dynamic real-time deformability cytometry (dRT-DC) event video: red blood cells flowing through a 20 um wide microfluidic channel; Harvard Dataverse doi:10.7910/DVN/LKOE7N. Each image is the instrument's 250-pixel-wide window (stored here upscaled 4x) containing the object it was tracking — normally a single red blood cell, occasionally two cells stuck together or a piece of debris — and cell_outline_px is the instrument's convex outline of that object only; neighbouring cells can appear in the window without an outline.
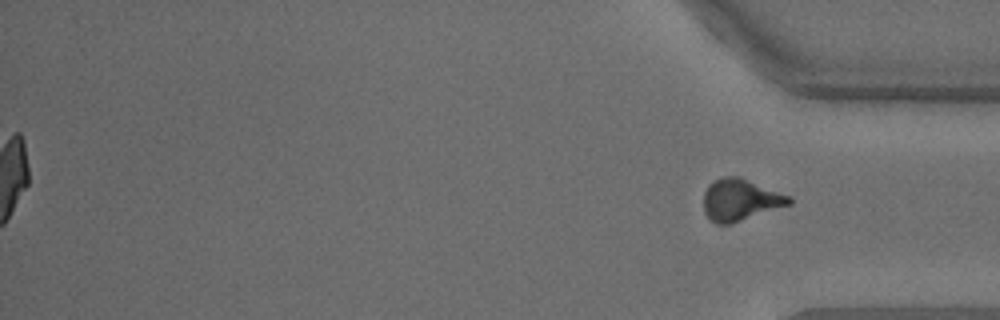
{"species": "common noctule bat (a hibernating species)", "species_latin": "Nyctalus noctula", "temperature_condition": "warm", "stored_images_in_passage": 30, "segment_of_instrument_passage": [2, 2], "camera_frame_rate_fps": 3000, "um_per_image_px": 0.085, "animal": {"sex": "male", "body_mass_g": 18.8}, "frame": {"image": 1, "passage_image": 30, "time_ms": 9.667, "image_size_px": [1000, 320], "cell_outline_px": [[792, 204], [732, 224], [716, 224], [704, 212], [704, 192], [708, 184], [724, 176], [740, 176], [792, 196]], "centroid_in_image_um": [62.96, 16.98], "position_along_channel_um": 372.2, "area_um2": 21.1}}